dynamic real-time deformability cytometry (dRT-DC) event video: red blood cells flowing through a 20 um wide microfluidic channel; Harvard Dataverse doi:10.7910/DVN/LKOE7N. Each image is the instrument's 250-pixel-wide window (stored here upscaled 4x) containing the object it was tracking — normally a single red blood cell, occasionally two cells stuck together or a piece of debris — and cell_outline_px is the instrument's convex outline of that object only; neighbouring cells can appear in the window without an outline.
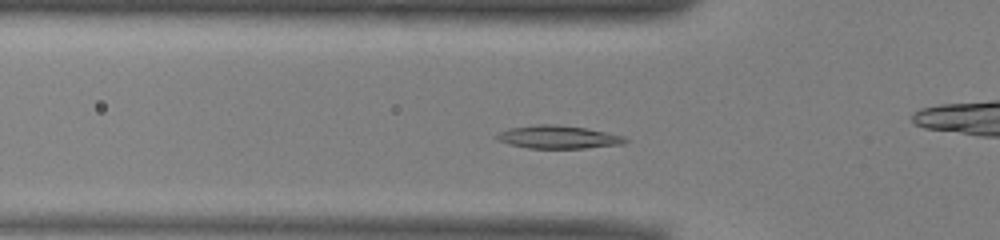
{"species": "common noctule bat (a hibernating species)", "species_latin": "Nyctalus noctula", "temperature_condition": "warm", "stored_images_in_passage": 48, "camera_frame_rate_fps": 3000, "um_per_image_px": 0.085, "animal": {"sex": "male", "body_mass_g": 13.0, "forearm_length_mm": 53.1}, "frame": {"image": 1, "passage_image": 12, "time_ms": 3.667, "image_size_px": [1000, 240], "cell_outline_px": [[628, 140], [624, 144], [584, 148], [528, 148], [496, 140], [496, 136], [500, 132], [508, 128], [536, 124], [556, 124], [584, 128], [624, 136]], "centroid_in_image_um": [47.44, 11.65], "position_along_channel_um": 78.4, "area_um2": 17.05}}
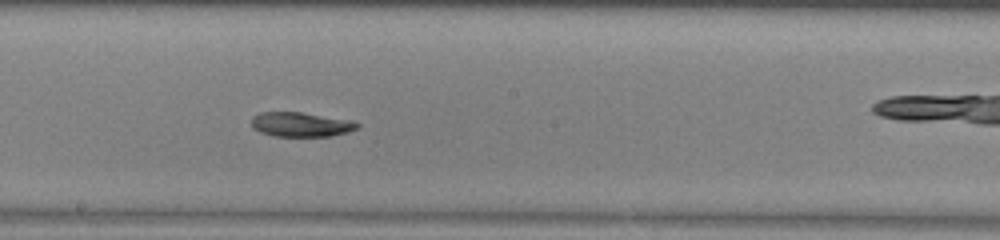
{"frame": {"image": 2, "passage_image": 23, "time_ms": 7.333, "image_size_px": [1000, 240], "cell_outline_px": [[360, 128], [348, 132], [332, 136], [272, 136], [260, 132], [252, 128], [252, 116], [260, 112], [300, 112], [348, 120], [360, 124]], "centroid_in_image_um": [25.55, 10.59], "position_along_channel_um": 222.6, "area_um2": 15.09}}
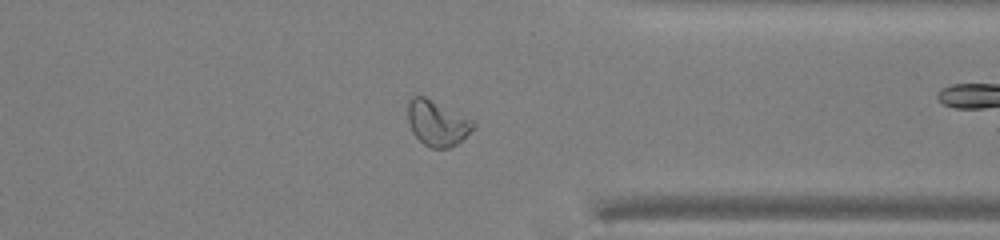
{"frame": {"image": 3, "passage_image": 35, "time_ms": 11.333, "image_size_px": [1000, 240], "cell_outline_px": [[476, 128], [456, 144], [448, 148], [432, 148], [424, 144], [412, 132], [408, 120], [408, 100], [412, 96], [424, 96], [472, 120], [476, 124]], "centroid_in_image_um": [37.16, 10.47], "position_along_channel_um": 374.2, "area_um2": 17.11}, "authors_computed_cell_mechanics": {"area_um2": 17.0799, "velocity_mm_per_s": 3.9357, "shape_relaxation_time_tau1_ms": 9.0047, "shape_relaxation_time_tau2_ms": null, "deformation_change_tau1": 0.2111, "deformation_change_tau2": null}}